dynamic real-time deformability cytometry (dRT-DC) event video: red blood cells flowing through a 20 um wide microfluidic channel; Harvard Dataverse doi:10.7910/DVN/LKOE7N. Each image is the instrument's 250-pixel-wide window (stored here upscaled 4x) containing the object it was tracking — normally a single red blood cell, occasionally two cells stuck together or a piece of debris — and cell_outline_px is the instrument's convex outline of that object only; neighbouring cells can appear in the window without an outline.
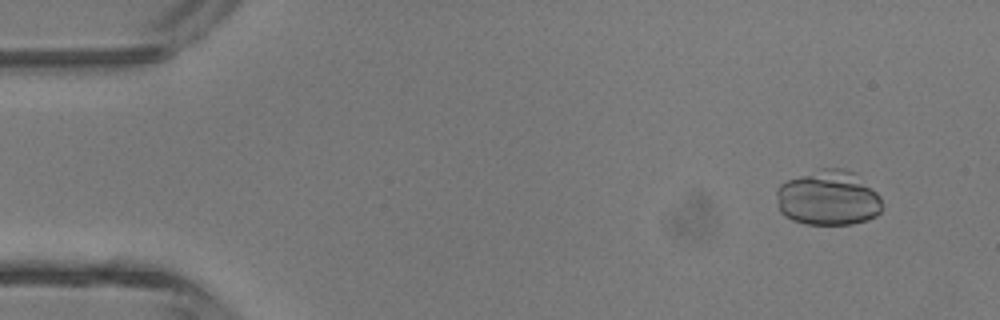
{"species": "common noctule bat (a hibernating species)", "species_latin": "Nyctalus noctula", "temperature_condition": "room temperature", "stored_images_in_passage": 5, "camera_frame_rate_fps": 3000, "um_per_image_px": 0.085, "animal": {"sex": "male", "body_mass_g": 13.3}, "frame": {"image": 1, "passage_image": 1, "time_ms": 0.0, "image_size_px": [1000, 320], "cell_outline_px": [[884, 208], [876, 216], [868, 220], [852, 224], [804, 224], [792, 220], [784, 216], [780, 212], [776, 196], [776, 188], [780, 184], [788, 180], [820, 168], [844, 168], [856, 172], [880, 196]], "centroid_in_image_um": [70.42, 16.83], "position_along_channel_um": 14.6, "area_um2": 34.39}}
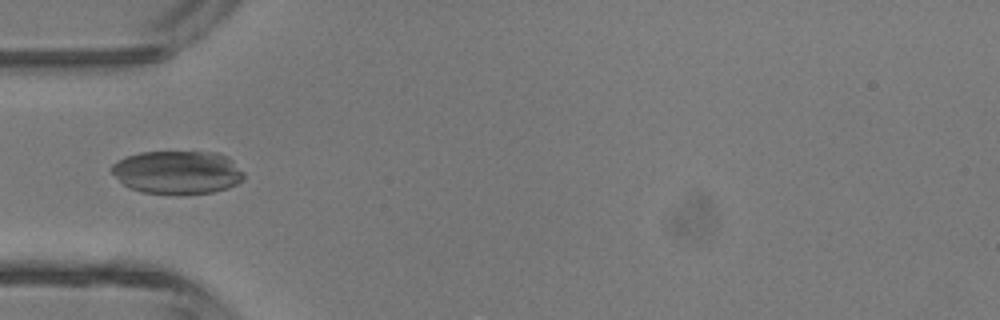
{"frame": {"image": 2, "passage_image": 4, "time_ms": 3.667, "image_size_px": [1000, 320], "cell_outline_px": [[244, 180], [228, 188], [212, 192], [180, 196], [140, 192], [124, 184], [112, 172], [112, 164], [128, 156], [140, 152], [216, 152], [228, 156], [244, 172]], "centroid_in_image_um": [15.14, 14.67], "position_along_channel_um": 69.9, "area_um2": 33.7}}
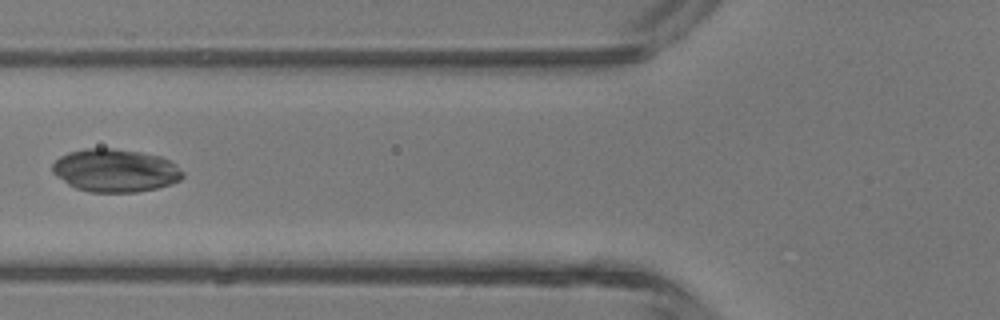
{"frame": {"image": 3, "passage_image": 5, "time_ms": 4.667, "image_size_px": [1000, 320], "cell_outline_px": [[184, 176], [180, 180], [156, 188], [136, 192], [88, 192], [76, 188], [68, 184], [56, 176], [52, 172], [52, 164], [60, 156], [68, 152], [84, 148], [112, 148], [140, 152], [160, 156], [176, 164], [184, 172]], "centroid_in_image_um": [9.78, 14.48], "position_along_channel_um": 116.0, "area_um2": 32.71}}